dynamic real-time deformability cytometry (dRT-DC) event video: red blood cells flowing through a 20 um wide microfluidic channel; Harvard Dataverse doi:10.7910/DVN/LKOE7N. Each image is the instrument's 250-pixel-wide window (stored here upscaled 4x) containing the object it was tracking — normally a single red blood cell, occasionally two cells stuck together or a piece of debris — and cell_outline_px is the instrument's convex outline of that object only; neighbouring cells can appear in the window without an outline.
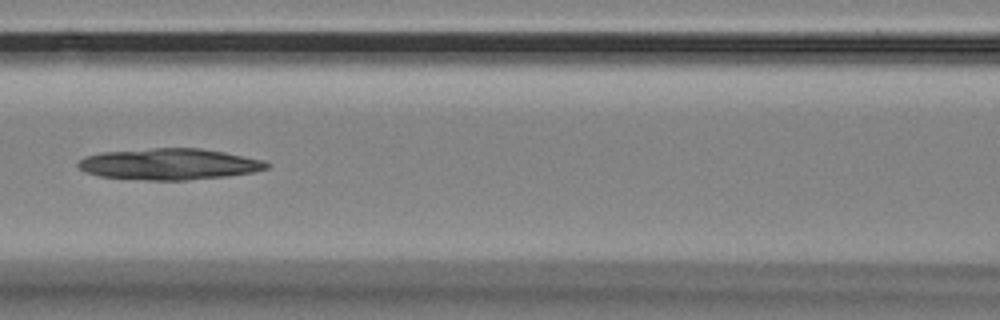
{"species": "Egyptian fruit bat (a non-hibernating species)", "species_latin": "Rousettus aegyptiacus", "temperature_condition": "room temperature", "stored_images_in_passage": 12, "camera_frame_rate_fps": 3000, "um_per_image_px": 0.085, "animal": {"sex": "female"}, "frame": {"image": 1, "passage_image": 4, "time_ms": 1.0, "image_size_px": [1000, 320], "cell_outline_px": [[272, 164], [268, 168], [256, 172], [228, 176], [188, 180], [144, 180], [100, 176], [84, 172], [76, 164], [84, 156], [100, 152], [152, 148], [200, 148], [224, 152], [264, 160]], "centroid_in_image_um": [14.4, 13.95], "position_along_channel_um": 152.2, "area_um2": 34.62}}
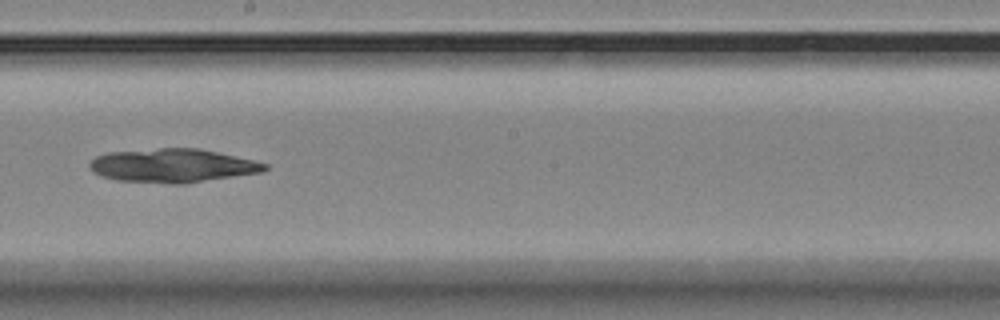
{"frame": {"image": 2, "passage_image": 6, "time_ms": 1.667, "image_size_px": [1000, 320], "cell_outline_px": [[268, 168], [260, 172], [184, 184], [168, 184], [116, 180], [100, 176], [92, 172], [88, 168], [88, 164], [96, 156], [108, 152], [160, 148], [200, 148], [252, 160], [268, 164]], "centroid_in_image_um": [14.61, 14.08], "position_along_channel_um": 233.6, "area_um2": 34.45}}
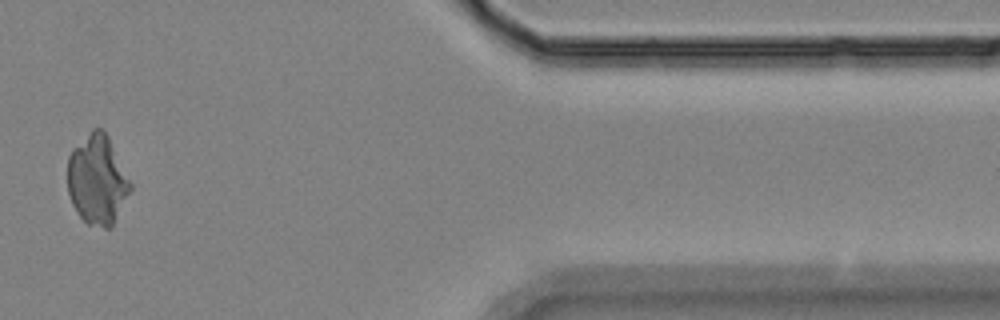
{"frame": {"image": 3, "passage_image": 11, "time_ms": 3.333, "image_size_px": [1000, 320], "cell_outline_px": [[132, 188], [112, 228], [104, 228], [88, 224], [80, 216], [72, 204], [68, 192], [68, 156], [72, 148], [92, 128], [100, 128], [108, 136], [132, 184]], "centroid_in_image_um": [8.27, 15.29], "position_along_channel_um": 403.1, "area_um2": 32.83}}